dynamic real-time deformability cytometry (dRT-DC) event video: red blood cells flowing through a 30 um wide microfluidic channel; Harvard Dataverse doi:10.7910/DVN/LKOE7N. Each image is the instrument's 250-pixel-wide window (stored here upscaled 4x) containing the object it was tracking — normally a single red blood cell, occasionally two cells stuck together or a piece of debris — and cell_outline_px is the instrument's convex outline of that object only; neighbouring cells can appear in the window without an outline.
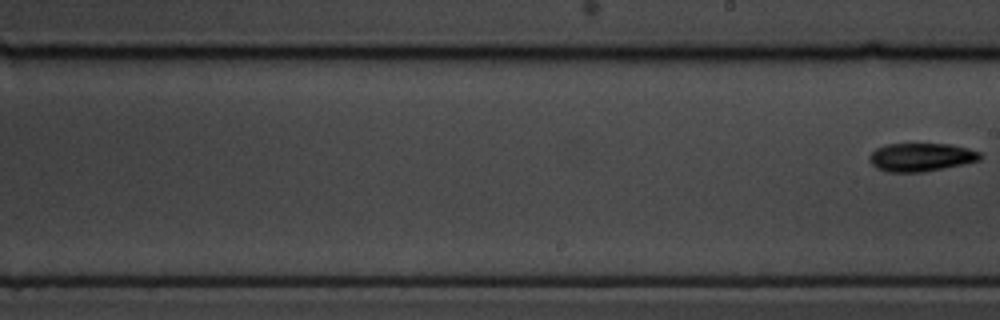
{"species": "common noctule bat (a hibernating species)", "species_latin": "Nyctalus noctula", "temperature_condition": "cold", "stored_images_in_passage": 8, "segment_of_instrument_passage": [2, 2], "camera_frame_rate_fps": 3000, "um_per_image_px": 0.085, "animal": {"sex": "male", "body_mass_g": 19.5, "forearm_length_mm": 54.6}, "frame": {"image": 1, "passage_image": 8, "time_ms": 9.0, "image_size_px": [1000, 320], "cell_outline_px": [[984, 156], [980, 160], [964, 164], [924, 172], [888, 172], [876, 168], [868, 160], [868, 156], [876, 148], [888, 144], [952, 144], [968, 148], [980, 152]], "centroid_in_image_um": [78.3, 13.36], "position_along_channel_um": 210.7, "area_um2": 18.44}}